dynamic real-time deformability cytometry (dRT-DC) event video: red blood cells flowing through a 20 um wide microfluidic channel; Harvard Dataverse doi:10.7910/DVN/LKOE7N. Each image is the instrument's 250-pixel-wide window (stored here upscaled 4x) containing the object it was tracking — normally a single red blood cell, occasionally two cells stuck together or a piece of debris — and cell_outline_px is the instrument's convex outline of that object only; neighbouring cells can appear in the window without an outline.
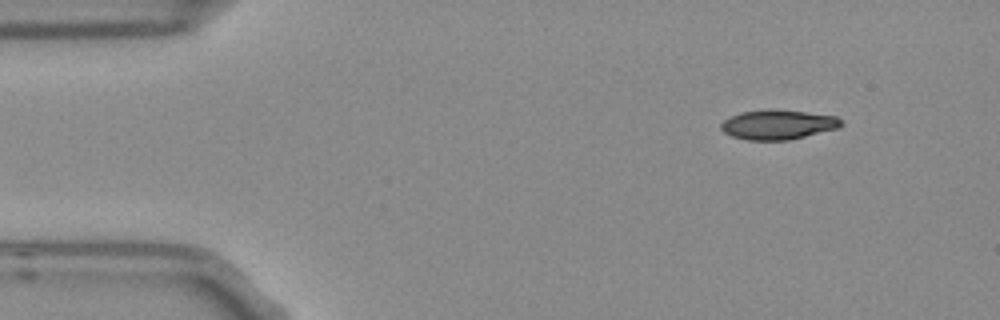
{"species": "Egyptian fruit bat (a non-hibernating species)", "species_latin": "Rousettus aegyptiacus", "temperature_condition": "room temperature", "stored_images_in_passage": 5, "camera_frame_rate_fps": 3000, "um_per_image_px": 0.085, "frame": {"image": 1, "passage_image": 1, "time_ms": 0.0, "image_size_px": [1000, 320], "cell_outline_px": [[844, 124], [840, 128], [788, 140], [748, 140], [732, 136], [724, 132], [720, 128], [720, 124], [724, 120], [740, 112], [768, 108], [804, 112], [836, 116]], "centroid_in_image_um": [66.12, 10.58], "position_along_channel_um": 18.9, "area_um2": 20.81}}
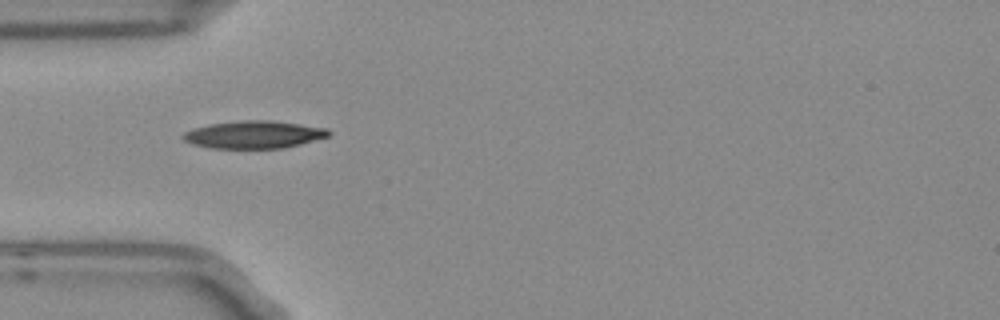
{"frame": {"image": 2, "passage_image": 3, "time_ms": 0.667, "image_size_px": [1000, 320], "cell_outline_px": [[332, 132], [328, 136], [300, 144], [284, 148], [212, 148], [192, 144], [184, 140], [180, 136], [184, 132], [208, 124], [244, 120], [272, 120], [328, 128]], "centroid_in_image_um": [21.59, 11.43], "position_along_channel_um": 63.4, "area_um2": 23.35}}
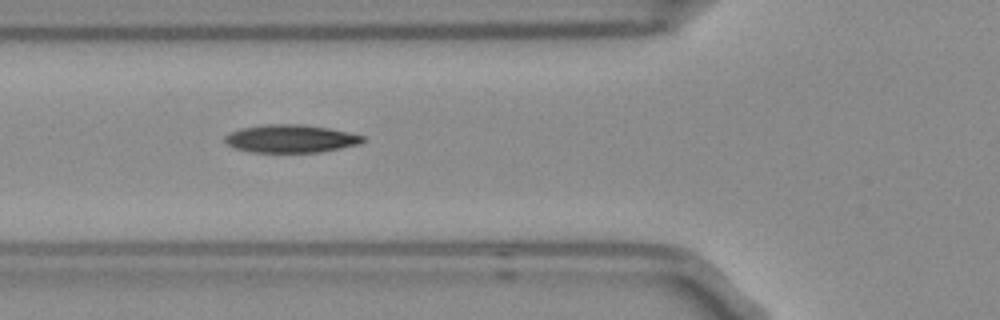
{"frame": {"image": 3, "passage_image": 4, "time_ms": 1.0, "image_size_px": [1000, 320], "cell_outline_px": [[364, 140], [360, 144], [320, 152], [252, 152], [236, 148], [228, 144], [224, 140], [224, 136], [240, 128], [268, 124], [304, 124], [328, 128], [348, 132], [364, 136]], "centroid_in_image_um": [24.72, 11.78], "position_along_channel_um": 101.1, "area_um2": 22.31}}